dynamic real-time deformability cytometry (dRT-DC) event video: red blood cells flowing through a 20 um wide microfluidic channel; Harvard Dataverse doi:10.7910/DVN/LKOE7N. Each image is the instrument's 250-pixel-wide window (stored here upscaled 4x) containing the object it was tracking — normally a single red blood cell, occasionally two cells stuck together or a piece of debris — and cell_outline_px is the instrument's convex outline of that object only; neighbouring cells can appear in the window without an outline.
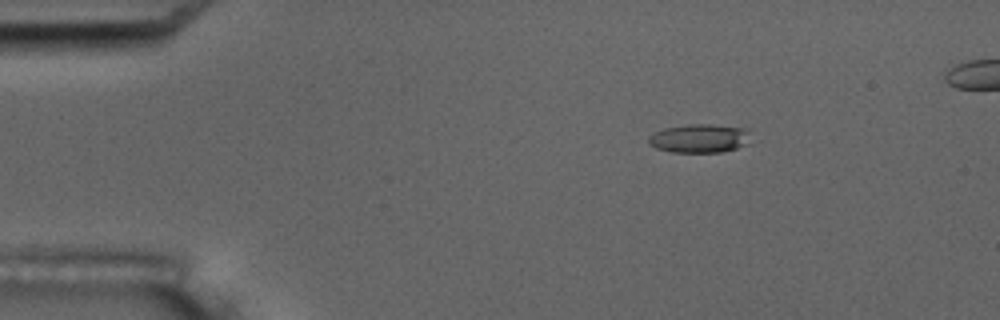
{"species": "common noctule bat (a hibernating species)", "species_latin": "Nyctalus noctula", "temperature_condition": "room temperature", "stored_images_in_passage": 7, "camera_frame_rate_fps": 3000, "um_per_image_px": 0.085, "animal": {"sex": "male", "body_mass_g": 17.5, "forearm_length_mm": 52.3}, "frame": {"image": 1, "passage_image": 3, "time_ms": 2.333, "image_size_px": [1000, 320], "cell_outline_px": [[748, 132], [744, 144], [736, 148], [724, 152], [672, 152], [656, 148], [648, 144], [648, 136], [664, 128], [688, 124], [712, 124], [744, 128]], "centroid_in_image_um": [59.37, 11.76], "position_along_channel_um": 25.6, "area_um2": 16.82}}